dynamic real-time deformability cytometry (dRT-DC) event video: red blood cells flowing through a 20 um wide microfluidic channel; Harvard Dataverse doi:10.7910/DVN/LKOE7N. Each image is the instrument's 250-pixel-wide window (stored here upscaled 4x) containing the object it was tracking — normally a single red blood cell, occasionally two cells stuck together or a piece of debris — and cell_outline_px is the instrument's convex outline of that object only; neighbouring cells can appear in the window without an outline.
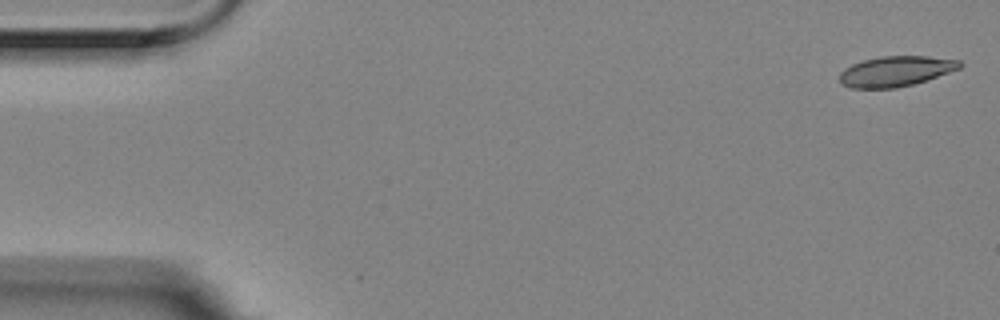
{"species": "Egyptian fruit bat (a non-hibernating species)", "species_latin": "Rousettus aegyptiacus", "temperature_condition": "room temperature", "stored_images_in_passage": 5, "camera_frame_rate_fps": 3000, "um_per_image_px": 0.085, "animal": {"sex": "female"}, "frame": {"image": 1, "passage_image": 1, "time_ms": 0.0, "image_size_px": [1000, 320], "cell_outline_px": [[964, 64], [960, 68], [912, 84], [896, 88], [852, 88], [840, 84], [840, 72], [844, 68], [852, 64], [864, 60], [880, 56], [928, 56], [960, 60]], "centroid_in_image_um": [76.11, 6.05], "position_along_channel_um": 8.9, "area_um2": 21.1}}
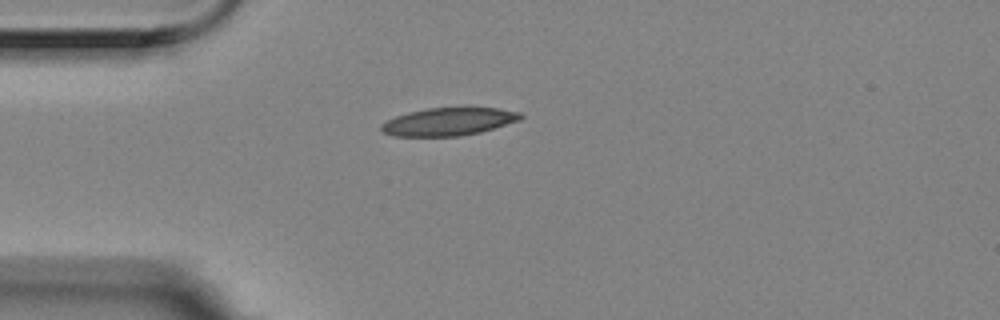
{"frame": {"image": 2, "passage_image": 5, "time_ms": 1.333, "image_size_px": [1000, 320], "cell_outline_px": [[524, 116], [520, 120], [480, 132], [460, 136], [396, 136], [384, 132], [380, 128], [380, 124], [396, 116], [408, 112], [428, 108], [468, 104], [496, 108], [520, 112]], "centroid_in_image_um": [38.19, 10.29], "position_along_channel_um": 46.8, "area_um2": 23.35}}